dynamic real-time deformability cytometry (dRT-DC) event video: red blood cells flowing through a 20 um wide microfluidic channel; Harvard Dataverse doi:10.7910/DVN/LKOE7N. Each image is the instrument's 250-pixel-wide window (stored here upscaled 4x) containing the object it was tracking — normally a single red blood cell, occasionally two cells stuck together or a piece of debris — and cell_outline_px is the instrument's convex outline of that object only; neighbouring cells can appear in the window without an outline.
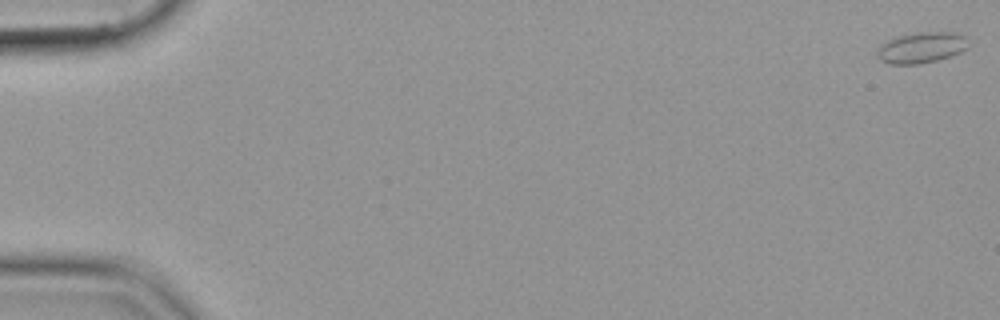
{"species": "common noctule bat (a hibernating species)", "species_latin": "Nyctalus noctula", "temperature_condition": "cold", "stored_images_in_passage": 56, "camera_frame_rate_fps": 3000, "um_per_image_px": 0.085, "animal": {"sex": "female", "body_mass_g": 19.9}, "frame": {"image": 1, "passage_image": 1, "time_ms": 0.0, "image_size_px": [1000, 320], "cell_outline_px": [[968, 48], [952, 56], [920, 64], [888, 64], [880, 60], [876, 56], [876, 52], [888, 40], [900, 36], [920, 32], [956, 32], [964, 36]], "centroid_in_image_um": [78.33, 4.06], "position_along_channel_um": 6.7, "area_um2": 16.24}}
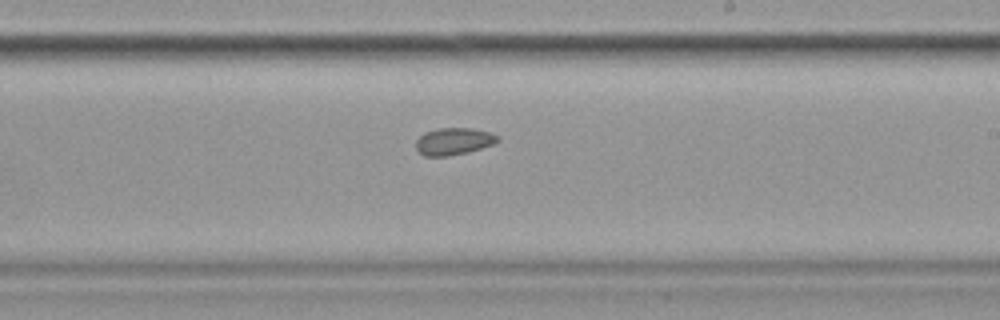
{"frame": {"image": 2, "passage_image": 34, "time_ms": 11.0, "image_size_px": [1000, 320], "cell_outline_px": [[500, 140], [492, 144], [468, 152], [448, 156], [424, 156], [416, 152], [416, 140], [424, 132], [436, 128], [472, 128], [492, 132], [500, 136]], "centroid_in_image_um": [38.55, 12.0], "position_along_channel_um": 250.5, "area_um2": 13.12}}
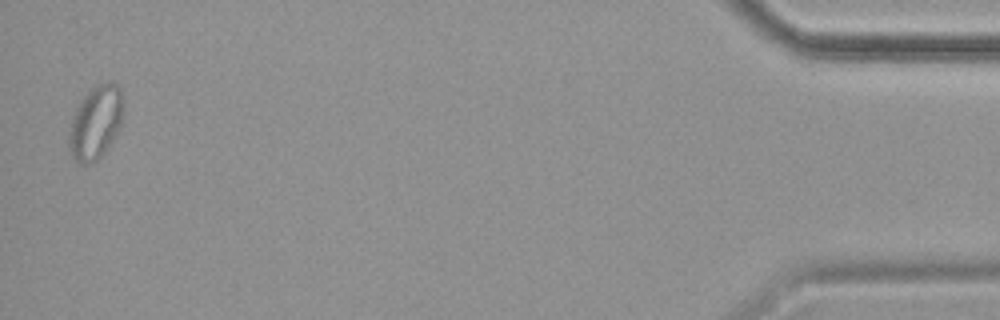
{"frame": {"image": 3, "passage_image": 55, "time_ms": 18.0, "image_size_px": [1000, 320], "cell_outline_px": [[124, 112], [120, 124], [108, 148], [92, 164], [80, 164], [68, 152], [68, 132], [72, 116], [80, 100], [92, 88], [100, 84], [112, 80], [120, 84], [124, 108]], "centroid_in_image_um": [8.12, 10.4], "position_along_channel_um": 427.1, "area_um2": 23.58}}